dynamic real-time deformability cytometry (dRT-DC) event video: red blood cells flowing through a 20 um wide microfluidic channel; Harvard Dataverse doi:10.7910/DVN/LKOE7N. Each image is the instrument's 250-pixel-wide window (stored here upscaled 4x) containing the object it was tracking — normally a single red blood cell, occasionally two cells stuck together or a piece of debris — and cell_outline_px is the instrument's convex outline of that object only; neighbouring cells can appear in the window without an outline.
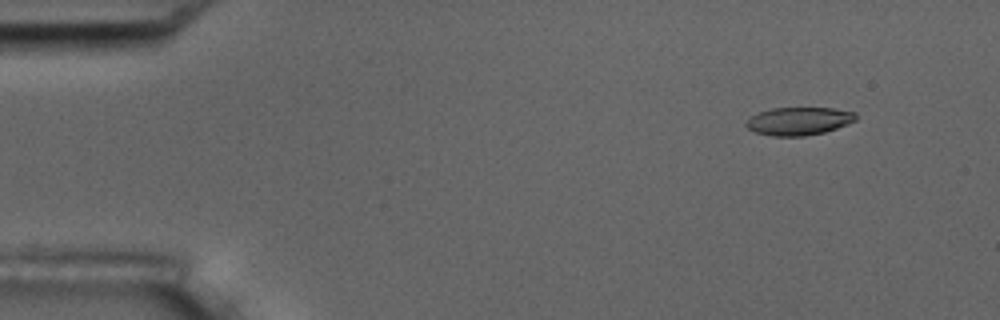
{"species": "common noctule bat (a hibernating species)", "species_latin": "Nyctalus noctula", "temperature_condition": "room temperature", "stored_images_in_passage": 6, "camera_frame_rate_fps": 3000, "um_per_image_px": 0.085, "animal": {"sex": "male", "body_mass_g": 17.5, "forearm_length_mm": 52.3}, "frame": {"image": 1, "passage_image": 6, "time_ms": 6.0, "image_size_px": [1000, 320], "cell_outline_px": [[856, 120], [848, 124], [824, 132], [804, 136], [772, 136], [756, 132], [748, 128], [744, 124], [752, 116], [760, 112], [772, 108], [832, 108], [856, 112]], "centroid_in_image_um": [67.92, 10.29], "position_along_channel_um": 17.1, "area_um2": 17.74}}